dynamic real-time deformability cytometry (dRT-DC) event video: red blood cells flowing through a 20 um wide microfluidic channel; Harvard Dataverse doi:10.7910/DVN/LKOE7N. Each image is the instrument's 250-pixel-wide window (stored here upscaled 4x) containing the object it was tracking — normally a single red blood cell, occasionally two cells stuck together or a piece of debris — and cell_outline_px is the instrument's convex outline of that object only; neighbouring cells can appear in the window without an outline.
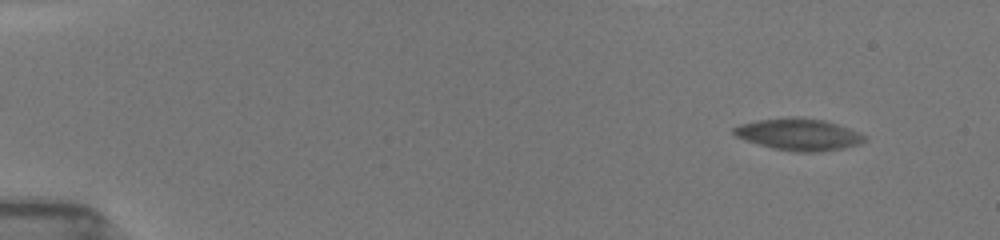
{"species": "common noctule bat (a hibernating species)", "species_latin": "Nyctalus noctula", "temperature_condition": "room temperature", "stored_images_in_passage": 14, "camera_frame_rate_fps": 3000, "um_per_image_px": 0.085, "animal": {"sex": "female", "body_mass_g": 19.5, "forearm_length_mm": 54.1}, "frame": {"image": 1, "passage_image": 3, "time_ms": 0.667, "image_size_px": [1000, 240], "cell_outline_px": [[864, 140], [856, 144], [840, 148], [812, 152], [796, 152], [772, 148], [736, 136], [732, 132], [732, 128], [740, 124], [760, 120], [792, 116], [796, 116], [824, 120], [836, 124], [856, 132], [864, 136]], "centroid_in_image_um": [67.82, 11.41], "position_along_channel_um": 17.2, "area_um2": 23.58}}
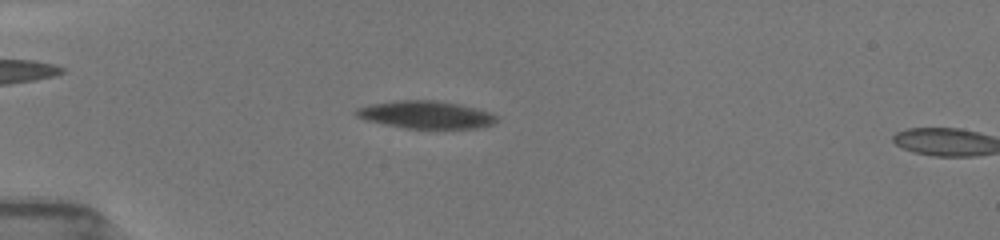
{"frame": {"image": 2, "passage_image": 12, "time_ms": 3.667, "image_size_px": [1000, 240], "cell_outline_px": [[496, 120], [492, 124], [476, 128], [408, 128], [368, 120], [356, 116], [352, 112], [356, 108], [368, 104], [400, 100], [436, 100], [456, 104], [488, 112], [496, 116]], "centroid_in_image_um": [36.13, 9.74], "position_along_channel_um": 48.9, "area_um2": 22.08}}